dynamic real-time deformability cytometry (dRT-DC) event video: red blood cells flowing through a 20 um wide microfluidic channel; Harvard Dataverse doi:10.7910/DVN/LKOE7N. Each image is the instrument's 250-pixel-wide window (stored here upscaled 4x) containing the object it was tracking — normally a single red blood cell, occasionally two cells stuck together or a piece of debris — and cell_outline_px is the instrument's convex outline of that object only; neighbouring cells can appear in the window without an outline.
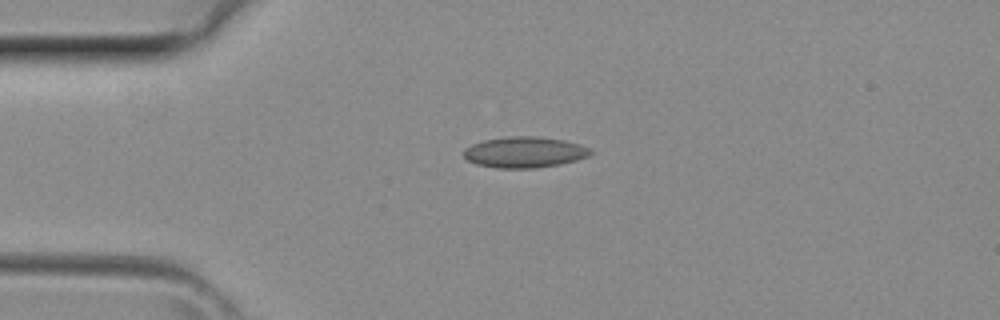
{"species": "common noctule bat (a hibernating species)", "species_latin": "Nyctalus noctula", "temperature_condition": "room temperature", "stored_images_in_passage": 1, "camera_frame_rate_fps": 3000, "um_per_image_px": 0.085, "animal": {"sex": "female", "body_mass_g": 29.2, "forearm_length_mm": 56.3}, "frame": {"image": 1, "passage_image": 1, "time_ms": 0.0, "image_size_px": [1000, 320], "cell_outline_px": [[592, 152], [588, 156], [576, 160], [560, 164], [536, 168], [496, 168], [476, 164], [468, 160], [464, 156], [464, 148], [472, 144], [484, 140], [508, 136], [536, 136], [564, 140], [580, 144], [588, 148]], "centroid_in_image_um": [44.57, 12.93], "position_along_channel_um": 40.4, "area_um2": 22.83}}